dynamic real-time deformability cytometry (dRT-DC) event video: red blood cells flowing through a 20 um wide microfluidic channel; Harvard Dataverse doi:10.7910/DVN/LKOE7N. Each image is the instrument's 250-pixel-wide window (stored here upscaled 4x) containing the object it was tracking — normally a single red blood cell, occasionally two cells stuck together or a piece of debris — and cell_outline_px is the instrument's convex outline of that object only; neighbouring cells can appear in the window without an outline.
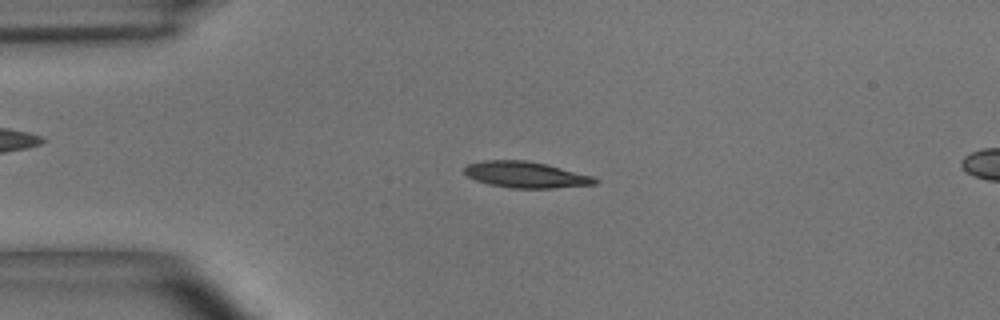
{"species": "common noctule bat (a hibernating species)", "species_latin": "Nyctalus noctula", "temperature_condition": "room temperature", "stored_images_in_passage": 11, "camera_frame_rate_fps": 3000, "um_per_image_px": 0.085, "animal": {"sex": "male", "body_mass_g": 15.6}, "frame": {"image": 1, "passage_image": 7, "time_ms": 2.0, "image_size_px": [1000, 320], "cell_outline_px": [[600, 180], [596, 184], [552, 188], [512, 188], [488, 184], [476, 180], [468, 176], [464, 172], [464, 168], [468, 164], [480, 160], [524, 160], [548, 164], [592, 176]], "centroid_in_image_um": [44.69, 14.84], "position_along_channel_um": 40.3, "area_um2": 19.94}}